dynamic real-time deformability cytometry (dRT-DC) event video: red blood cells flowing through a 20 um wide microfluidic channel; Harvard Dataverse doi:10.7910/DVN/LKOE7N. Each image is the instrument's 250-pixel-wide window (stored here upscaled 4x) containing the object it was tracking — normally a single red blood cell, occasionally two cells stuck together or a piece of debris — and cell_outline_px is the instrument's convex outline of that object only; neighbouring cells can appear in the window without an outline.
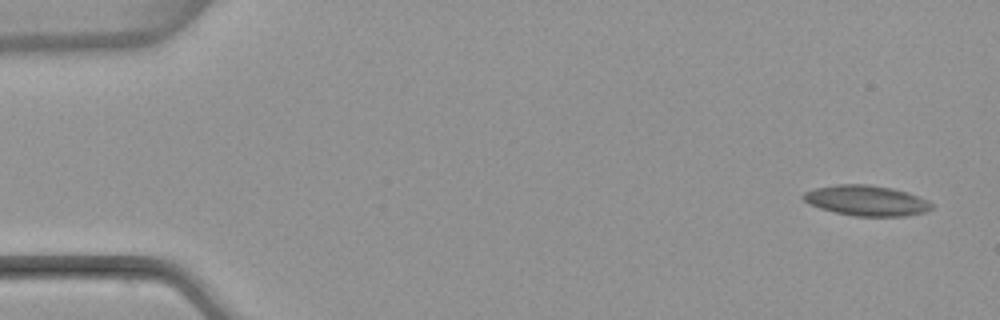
{"species": "common noctule bat (a hibernating species)", "species_latin": "Nyctalus noctula", "temperature_condition": "warm", "stored_images_in_passage": 3, "camera_frame_rate_fps": 3000, "um_per_image_px": 0.085, "animal": {"sex": "female", "body_mass_g": 22.7, "forearm_length_mm": 54.2}, "frame": {"image": 1, "passage_image": 1, "time_ms": 0.0, "image_size_px": [1000, 320], "cell_outline_px": [[932, 208], [924, 212], [908, 216], [856, 216], [836, 212], [820, 208], [808, 204], [800, 196], [804, 192], [816, 188], [836, 184], [868, 184], [892, 188], [908, 192], [920, 196], [928, 200], [932, 204]], "centroid_in_image_um": [73.65, 17.04], "position_along_channel_um": 11.4, "area_um2": 22.83}}
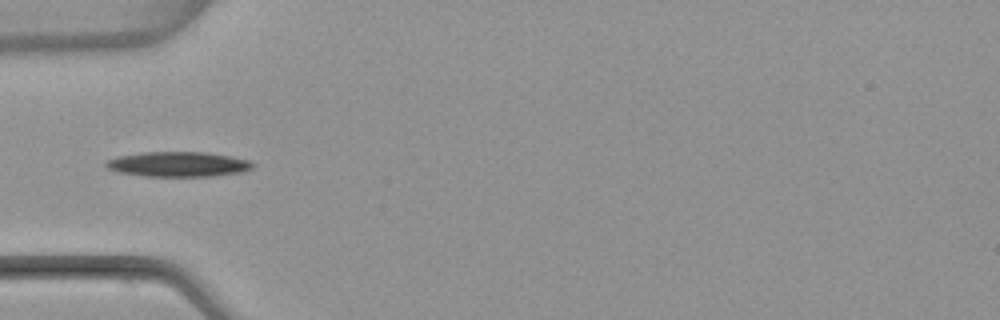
{"frame": {"image": 2, "passage_image": 3, "time_ms": 5.0, "image_size_px": [1000, 320], "cell_outline_px": [[256, 164], [252, 168], [244, 172], [212, 176], [144, 176], [116, 172], [108, 168], [104, 164], [108, 160], [120, 156], [144, 152], [208, 152], [232, 156], [248, 160]], "centroid_in_image_um": [15.19, 13.96], "position_along_channel_um": 69.8, "area_um2": 21.44}}